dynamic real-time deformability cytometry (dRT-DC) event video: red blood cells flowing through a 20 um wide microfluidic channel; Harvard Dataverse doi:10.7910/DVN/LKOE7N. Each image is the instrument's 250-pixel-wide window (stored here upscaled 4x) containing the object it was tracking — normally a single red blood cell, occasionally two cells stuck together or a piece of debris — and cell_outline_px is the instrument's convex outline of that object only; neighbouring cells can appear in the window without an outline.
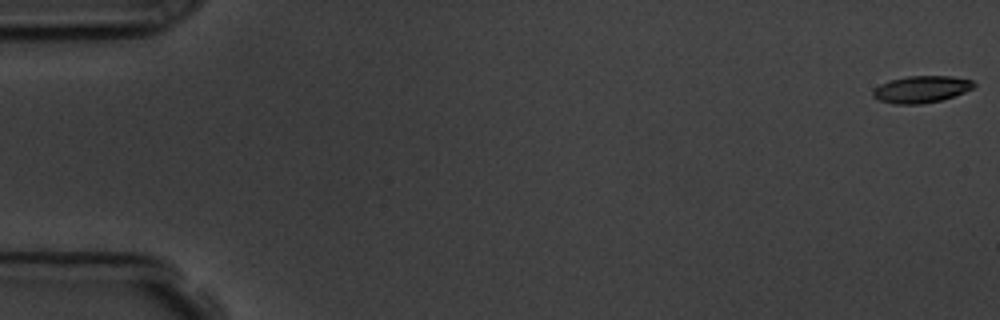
{"species": "common noctule bat (a hibernating species)", "species_latin": "Nyctalus noctula", "temperature_condition": "room temperature", "stored_images_in_passage": 36, "camera_frame_rate_fps": 3000, "um_per_image_px": 0.085, "animal": {"sex": "male", "body_mass_g": 19.5, "forearm_length_mm": 54.6}, "frame": {"image": 1, "passage_image": 1, "time_ms": 0.0, "image_size_px": [1000, 320], "cell_outline_px": [[976, 84], [972, 88], [964, 92], [940, 100], [920, 104], [892, 104], [880, 100], [872, 96], [872, 92], [880, 84], [888, 80], [908, 76], [952, 76], [972, 80]], "centroid_in_image_um": [78.29, 7.58], "position_along_channel_um": 6.7, "area_um2": 15.72}}
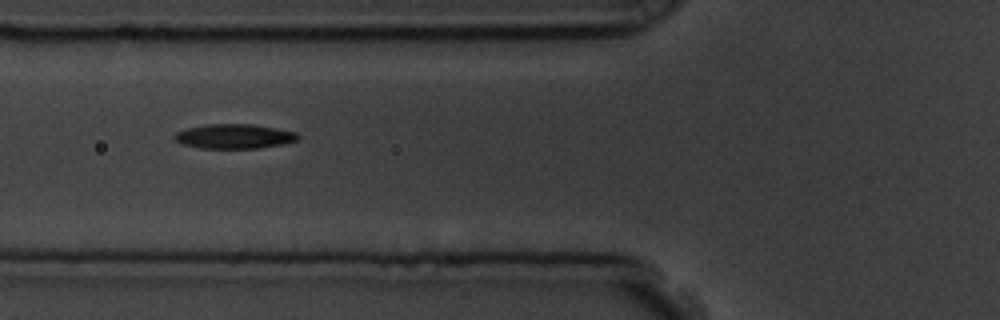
{"frame": {"image": 2, "passage_image": 22, "time_ms": 7.0, "image_size_px": [1000, 320], "cell_outline_px": [[300, 136], [296, 140], [284, 144], [256, 148], [200, 148], [180, 144], [172, 136], [176, 132], [188, 128], [208, 124], [252, 124], [276, 128], [296, 132]], "centroid_in_image_um": [19.89, 11.59], "position_along_channel_um": 105.9, "area_um2": 17.63}}
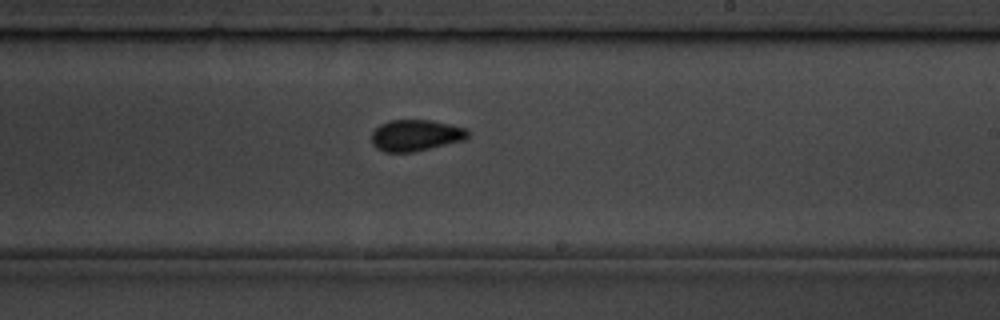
{"frame": {"image": 3, "passage_image": 36, "time_ms": 11.667, "image_size_px": [1000, 320], "cell_outline_px": [[468, 136], [464, 140], [412, 152], [384, 152], [376, 148], [372, 144], [372, 132], [380, 124], [388, 120], [432, 120], [468, 128]], "centroid_in_image_um": [35.32, 11.49], "position_along_channel_um": 253.7, "area_um2": 17.63}}